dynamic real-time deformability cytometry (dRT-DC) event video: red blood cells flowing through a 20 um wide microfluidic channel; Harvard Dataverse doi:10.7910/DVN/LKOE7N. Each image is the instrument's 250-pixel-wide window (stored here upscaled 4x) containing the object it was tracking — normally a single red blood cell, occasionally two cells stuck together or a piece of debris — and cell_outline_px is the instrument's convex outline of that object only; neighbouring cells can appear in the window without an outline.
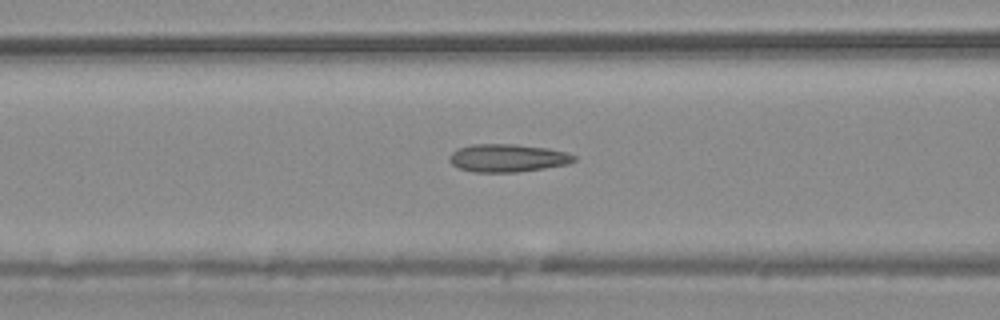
{"species": "common noctule bat (a hibernating species)", "species_latin": "Nyctalus noctula", "temperature_condition": "warm", "stored_images_in_passage": 37, "camera_frame_rate_fps": 3000, "um_per_image_px": 0.085, "animal": {"sex": "male", "body_mass_g": 20.4}, "frame": {"image": 1, "passage_image": 15, "time_ms": 4.667, "image_size_px": [1000, 320], "cell_outline_px": [[576, 160], [568, 164], [544, 168], [516, 172], [476, 172], [460, 168], [452, 164], [448, 160], [448, 156], [452, 152], [460, 148], [472, 144], [516, 144], [548, 148], [568, 152], [576, 156]], "centroid_in_image_um": [43.17, 13.42], "position_along_channel_um": 123.4, "area_um2": 20.29}}
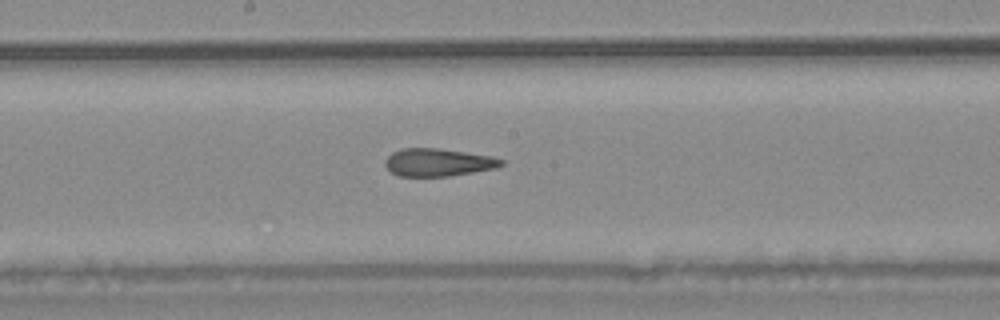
{"frame": {"image": 2, "passage_image": 22, "time_ms": 7.0, "image_size_px": [1000, 320], "cell_outline_px": [[504, 164], [496, 168], [448, 176], [400, 176], [392, 172], [384, 164], [384, 160], [392, 152], [400, 148], [440, 148], [492, 156], [504, 160]], "centroid_in_image_um": [37.23, 13.79], "position_along_channel_um": 211.0, "area_um2": 18.79}}
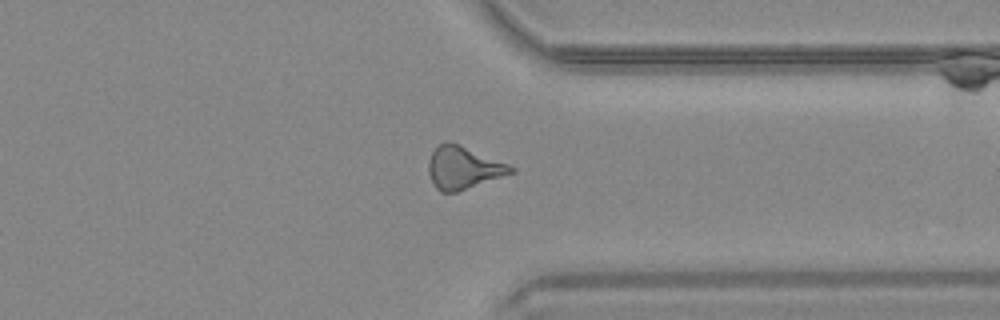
{"frame": {"image": 3, "passage_image": 35, "time_ms": 11.333, "image_size_px": [1000, 320], "cell_outline_px": [[516, 172], [456, 192], [440, 192], [436, 188], [428, 172], [428, 164], [432, 152], [440, 144], [448, 140], [460, 144], [508, 164], [516, 168]], "centroid_in_image_um": [39.39, 14.25], "position_along_channel_um": 372.0, "area_um2": 20.35}}